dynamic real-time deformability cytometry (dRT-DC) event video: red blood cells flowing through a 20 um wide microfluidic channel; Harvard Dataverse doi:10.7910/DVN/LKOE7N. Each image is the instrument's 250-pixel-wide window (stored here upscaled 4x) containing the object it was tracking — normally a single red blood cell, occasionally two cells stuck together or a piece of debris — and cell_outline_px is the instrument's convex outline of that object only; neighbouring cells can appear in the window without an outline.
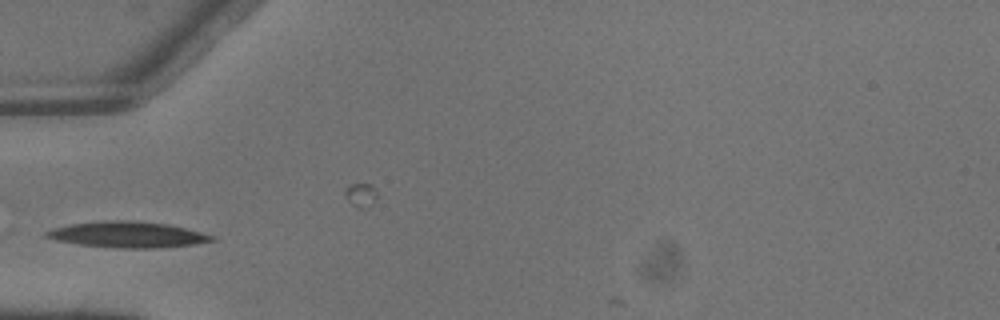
{"species": "common noctule bat (a hibernating species)", "species_latin": "Nyctalus noctula", "temperature_condition": "warm", "stored_images_in_passage": 3, "camera_frame_rate_fps": 3000, "um_per_image_px": 0.085, "animal": {"sex": "male", "body_mass_g": 13.3}, "frame": {"image": 1, "passage_image": 2, "time_ms": 0.333, "image_size_px": [1000, 320], "cell_outline_px": [[216, 240], [196, 244], [160, 248], [112, 248], [76, 244], [56, 240], [44, 236], [44, 232], [56, 228], [72, 224], [104, 220], [136, 220], [168, 224], [216, 236]], "centroid_in_image_um": [10.87, 19.95], "position_along_channel_um": 74.1, "area_um2": 25.2}}